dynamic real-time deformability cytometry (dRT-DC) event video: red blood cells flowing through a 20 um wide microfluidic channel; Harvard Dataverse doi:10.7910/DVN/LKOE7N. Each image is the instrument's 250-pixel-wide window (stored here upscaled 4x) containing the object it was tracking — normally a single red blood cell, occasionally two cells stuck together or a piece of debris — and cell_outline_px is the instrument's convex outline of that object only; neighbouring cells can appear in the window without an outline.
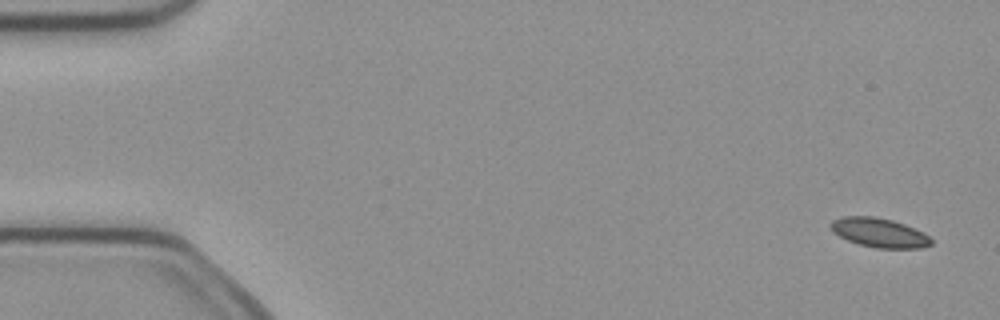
{"species": "common noctule bat (a hibernating species)", "species_latin": "Nyctalus noctula", "temperature_condition": "cold", "stored_images_in_passage": 4, "camera_frame_rate_fps": 3000, "um_per_image_px": 0.085, "animal": {"sex": "female", "body_mass_g": 21.9}, "frame": {"image": 1, "passage_image": 1, "time_ms": 0.0, "image_size_px": [1000, 320], "cell_outline_px": [[932, 244], [924, 248], [876, 248], [860, 244], [848, 240], [832, 232], [828, 224], [832, 220], [844, 216], [872, 216], [892, 220], [904, 224], [924, 232], [932, 240]], "centroid_in_image_um": [74.73, 19.77], "position_along_channel_um": 10.3, "area_um2": 17.17}}